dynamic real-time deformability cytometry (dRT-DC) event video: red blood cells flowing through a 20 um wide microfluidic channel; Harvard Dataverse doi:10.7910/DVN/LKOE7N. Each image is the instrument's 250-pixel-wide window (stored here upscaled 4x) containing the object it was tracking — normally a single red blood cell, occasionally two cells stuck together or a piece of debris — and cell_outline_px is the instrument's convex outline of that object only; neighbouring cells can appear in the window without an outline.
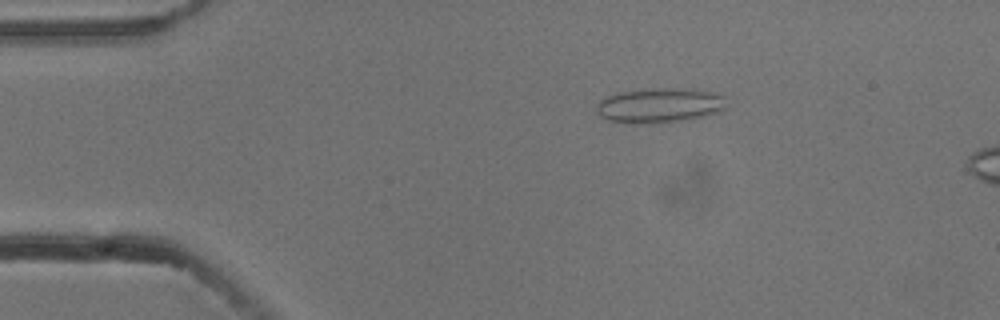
{"species": "common noctule bat (a hibernating species)", "species_latin": "Nyctalus noctula", "temperature_condition": "cold", "stored_images_in_passage": 4, "camera_frame_rate_fps": 3000, "um_per_image_px": 0.085, "animal": {"sex": "male", "body_mass_g": 13.3}, "frame": {"image": 1, "passage_image": 3, "time_ms": 0.667, "image_size_px": [1000, 320], "cell_outline_px": [[728, 108], [720, 112], [688, 120], [652, 124], [628, 124], [608, 120], [600, 116], [596, 108], [596, 104], [600, 100], [616, 92], [652, 88], [688, 88], [712, 92], [724, 96]], "centroid_in_image_um": [56.08, 8.97], "position_along_channel_um": 28.9, "area_um2": 27.05}}